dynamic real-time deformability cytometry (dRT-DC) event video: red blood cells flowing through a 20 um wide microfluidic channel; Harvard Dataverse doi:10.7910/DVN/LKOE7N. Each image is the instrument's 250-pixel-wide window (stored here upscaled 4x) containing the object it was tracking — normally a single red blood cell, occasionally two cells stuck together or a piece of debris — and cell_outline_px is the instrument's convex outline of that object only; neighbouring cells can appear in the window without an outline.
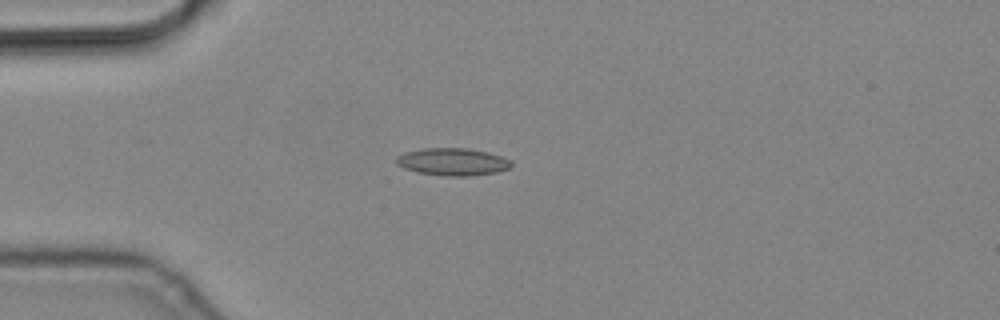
{"species": "common noctule bat (a hibernating species)", "species_latin": "Nyctalus noctula", "temperature_condition": "cold", "stored_images_in_passage": 6, "camera_frame_rate_fps": 3000, "um_per_image_px": 0.085, "animal": {"sex": "male", "body_mass_g": 19.2, "forearm_length_mm": 51.8}, "frame": {"image": 1, "passage_image": 4, "time_ms": 1.0, "image_size_px": [1000, 320], "cell_outline_px": [[512, 164], [508, 168], [496, 172], [468, 176], [444, 176], [416, 172], [404, 168], [396, 164], [396, 156], [404, 152], [424, 148], [468, 148], [488, 152], [512, 160]], "centroid_in_image_um": [38.44, 13.75], "position_along_channel_um": 46.6, "area_um2": 18.44}}
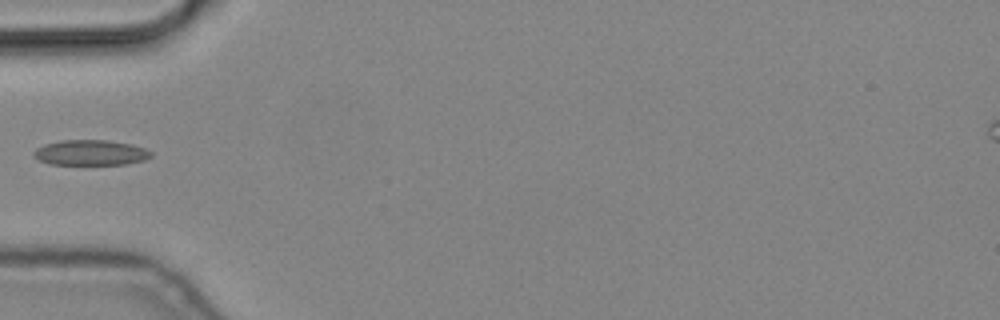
{"frame": {"image": 2, "passage_image": 5, "time_ms": 1.333, "image_size_px": [1000, 320], "cell_outline_px": [[152, 156], [144, 160], [124, 164], [52, 164], [40, 160], [32, 156], [32, 152], [36, 148], [44, 144], [60, 140], [108, 140], [132, 144], [144, 148], [152, 152]], "centroid_in_image_um": [7.68, 12.96], "position_along_channel_um": 77.3, "area_um2": 17.34}}
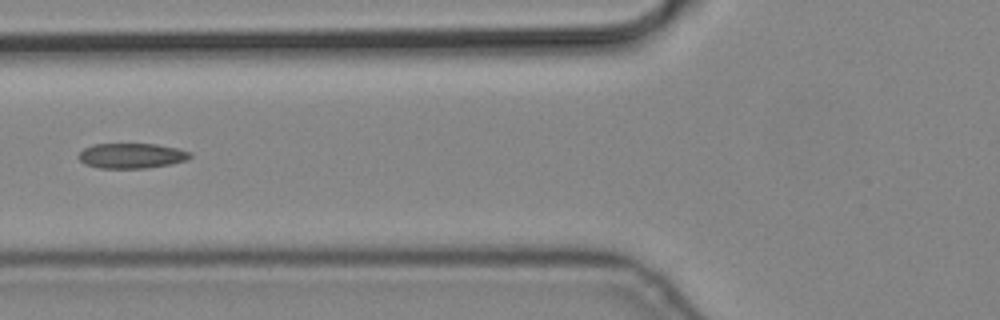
{"frame": {"image": 3, "passage_image": 6, "time_ms": 1.667, "image_size_px": [1000, 320], "cell_outline_px": [[192, 156], [188, 160], [172, 164], [148, 168], [100, 168], [84, 164], [76, 156], [84, 148], [92, 144], [156, 144], [176, 148], [192, 152]], "centroid_in_image_um": [11.19, 13.24], "position_along_channel_um": 114.6, "area_um2": 16.53}}